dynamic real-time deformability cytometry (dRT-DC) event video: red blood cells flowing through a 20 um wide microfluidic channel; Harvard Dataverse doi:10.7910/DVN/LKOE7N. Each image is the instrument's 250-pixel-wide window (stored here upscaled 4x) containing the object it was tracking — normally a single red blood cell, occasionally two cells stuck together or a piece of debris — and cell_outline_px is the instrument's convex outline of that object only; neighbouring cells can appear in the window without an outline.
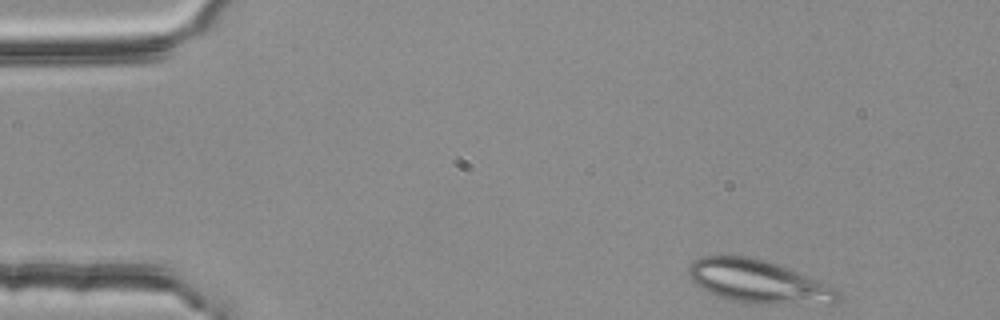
{"species": "common noctule bat (a hibernating species)", "species_latin": "Nyctalus noctula", "temperature_condition": "room temperature", "stored_images_in_passage": 3, "camera_frame_rate_fps": 3000, "um_per_image_px": 0.085, "animal": {"sex": "female", "body_mass_g": 25.1}, "frame": {"image": 1, "passage_image": 1, "time_ms": 0.0, "image_size_px": [1000, 320], "cell_outline_px": [[840, 300], [836, 304], [748, 304], [728, 300], [716, 296], [700, 288], [688, 276], [688, 268], [692, 260], [700, 256], [748, 256], [764, 260], [776, 264], [820, 280], [840, 288]], "centroid_in_image_um": [64.5, 23.96], "position_along_channel_um": 20.5, "area_um2": 38.32}}